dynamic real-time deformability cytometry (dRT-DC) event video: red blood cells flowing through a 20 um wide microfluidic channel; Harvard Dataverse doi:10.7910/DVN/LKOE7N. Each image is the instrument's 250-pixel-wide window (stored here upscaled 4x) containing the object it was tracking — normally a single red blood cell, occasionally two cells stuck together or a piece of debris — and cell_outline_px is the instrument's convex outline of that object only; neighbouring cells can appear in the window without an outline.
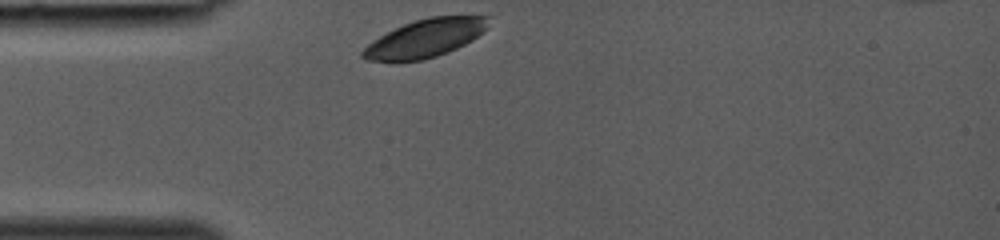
{"species": "common noctule bat (a hibernating species)", "species_latin": "Nyctalus noctula", "temperature_condition": "room temperature", "stored_images_in_passage": 25, "camera_frame_rate_fps": 3000, "um_per_image_px": 0.085, "animal": {"sex": "female", "body_mass_g": 19.0, "forearm_length_mm": 53.3}, "frame": {"image": 1, "passage_image": 1, "time_ms": 0.0, "image_size_px": [1000, 240], "cell_outline_px": [[488, 28], [484, 32], [472, 40], [448, 52], [424, 60], [364, 60], [360, 56], [360, 52], [372, 40], [404, 24], [428, 16], [488, 16]], "centroid_in_image_um": [36.16, 3.24], "position_along_channel_um": 48.8, "area_um2": 27.57}}
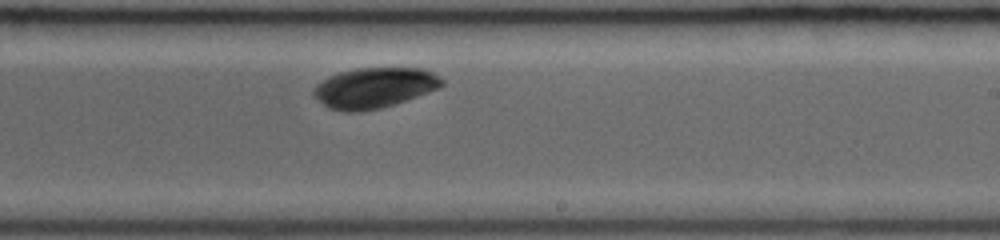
{"frame": {"image": 2, "passage_image": 15, "time_ms": 4.667, "image_size_px": [1000, 240], "cell_outline_px": [[444, 84], [440, 88], [380, 108], [360, 112], [348, 112], [328, 108], [312, 96], [312, 92], [316, 84], [328, 76], [340, 72], [356, 68], [424, 68], [432, 72], [444, 80]], "centroid_in_image_um": [31.78, 7.46], "position_along_channel_um": 257.2, "area_um2": 30.23}}
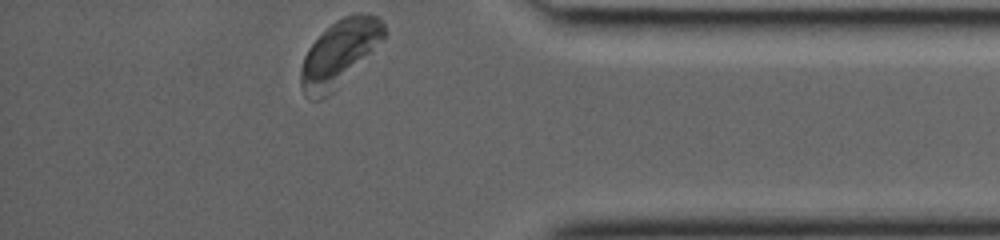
{"frame": {"image": 3, "passage_image": 25, "time_ms": 8.0, "image_size_px": [1000, 240], "cell_outline_px": [[388, 32], [332, 92], [328, 96], [320, 100], [308, 100], [304, 96], [300, 84], [300, 68], [304, 56], [308, 48], [336, 20], [344, 16], [356, 12], [368, 12], [376, 16], [384, 24]], "centroid_in_image_um": [28.8, 4.51], "position_along_channel_um": 406.4, "area_um2": 31.33}}